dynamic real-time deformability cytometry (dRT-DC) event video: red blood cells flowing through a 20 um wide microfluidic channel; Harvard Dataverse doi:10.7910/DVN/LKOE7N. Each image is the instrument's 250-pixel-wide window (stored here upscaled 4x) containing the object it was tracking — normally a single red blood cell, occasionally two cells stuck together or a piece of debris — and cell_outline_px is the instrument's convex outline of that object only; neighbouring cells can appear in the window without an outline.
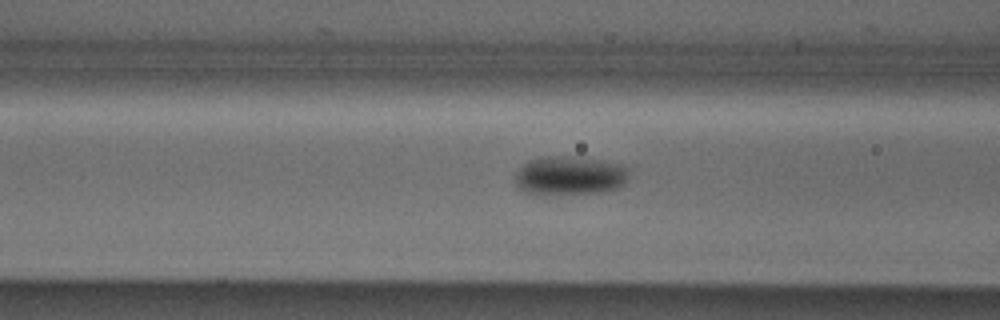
{"species": "Egyptian fruit bat (a non-hibernating species)", "species_latin": "Rousettus aegyptiacus", "temperature_condition": "cold", "stored_images_in_passage": 37, "camera_frame_rate_fps": 3000, "um_per_image_px": 0.085, "animal": {"sex": "male"}, "frame": {"image": 1, "passage_image": 16, "time_ms": 5.0, "image_size_px": [1000, 320], "cell_outline_px": [[628, 176], [624, 184], [620, 188], [604, 192], [528, 192], [520, 188], [516, 184], [516, 172], [528, 160], [540, 156], [572, 156], [604, 160], [620, 164], [628, 168]], "centroid_in_image_um": [48.49, 14.87], "position_along_channel_um": 118.1, "area_um2": 25.32}}
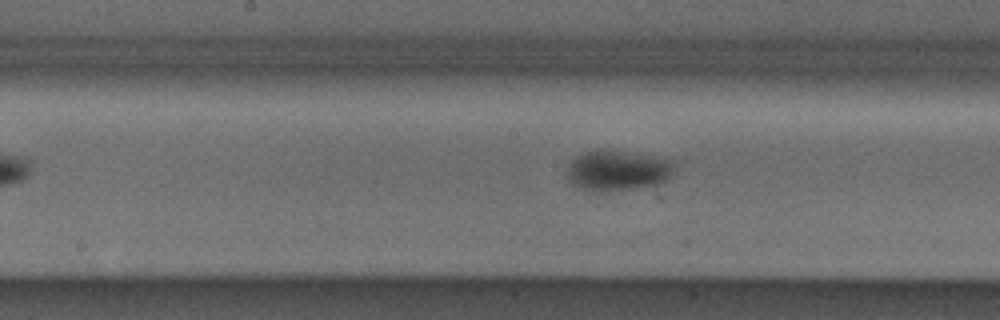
{"frame": {"image": 2, "passage_image": 22, "time_ms": 7.0, "image_size_px": [1000, 320], "cell_outline_px": [[680, 160], [672, 176], [668, 180], [656, 184], [628, 188], [596, 192], [572, 184], [568, 180], [568, 164], [576, 156], [600, 148]], "centroid_in_image_um": [52.58, 14.46], "position_along_channel_um": 195.6, "area_um2": 25.43}}
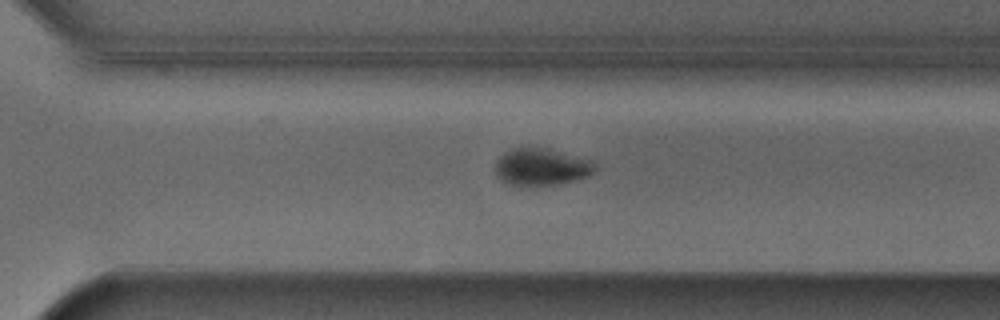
{"frame": {"image": 3, "passage_image": 32, "time_ms": 10.333, "image_size_px": [1000, 320], "cell_outline_px": [[596, 168], [588, 176], [556, 184], [520, 188], [500, 180], [496, 176], [496, 160], [504, 152], [512, 148], [528, 144], [548, 148], [588, 160], [596, 164]], "centroid_in_image_um": [45.92, 14.17], "position_along_channel_um": 324.7, "area_um2": 22.14}}